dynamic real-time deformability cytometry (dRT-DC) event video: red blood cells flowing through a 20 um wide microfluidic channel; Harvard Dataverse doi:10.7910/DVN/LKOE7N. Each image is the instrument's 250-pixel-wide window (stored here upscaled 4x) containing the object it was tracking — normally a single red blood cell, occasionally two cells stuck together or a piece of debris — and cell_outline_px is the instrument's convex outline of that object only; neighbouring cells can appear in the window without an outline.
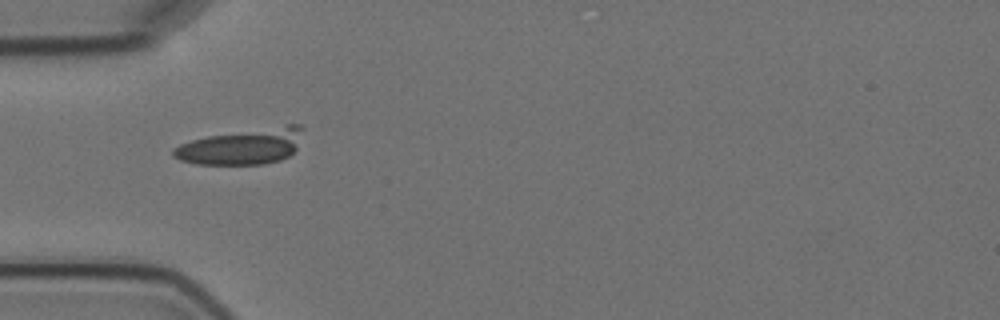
{"species": "Egyptian fruit bat (a non-hibernating species)", "species_latin": "Rousettus aegyptiacus", "temperature_condition": "cold", "stored_images_in_passage": 4, "camera_frame_rate_fps": 3000, "um_per_image_px": 0.085, "animal": {"sex": "female"}, "frame": {"image": 1, "passage_image": 3, "time_ms": 2.333, "image_size_px": [1000, 320], "cell_outline_px": [[304, 128], [296, 148], [288, 156], [280, 160], [264, 164], [196, 164], [180, 160], [172, 156], [172, 148], [180, 144], [192, 140], [208, 136], [288, 124], [300, 124]], "centroid_in_image_um": [20.57, 12.45], "position_along_channel_um": 64.4, "area_um2": 26.82}}
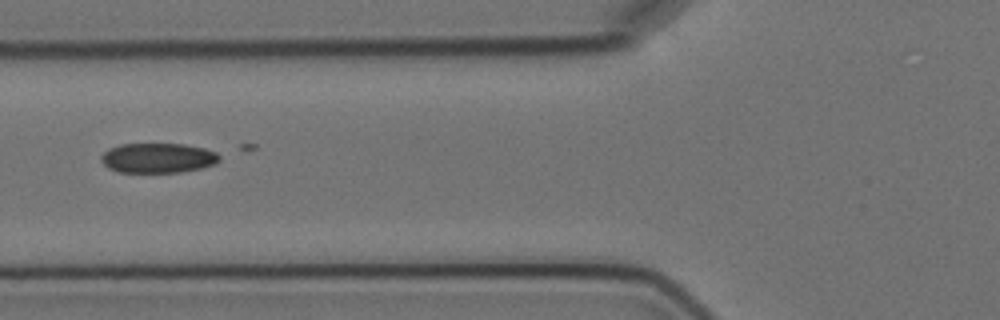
{"frame": {"image": 2, "passage_image": 4, "time_ms": 3.667, "image_size_px": [1000, 320], "cell_outline_px": [[220, 160], [216, 164], [200, 168], [180, 172], [120, 172], [108, 168], [100, 160], [100, 156], [108, 148], [120, 144], [184, 144], [204, 148], [216, 152], [220, 156]], "centroid_in_image_um": [13.41, 13.42], "position_along_channel_um": 112.4, "area_um2": 20.63}}